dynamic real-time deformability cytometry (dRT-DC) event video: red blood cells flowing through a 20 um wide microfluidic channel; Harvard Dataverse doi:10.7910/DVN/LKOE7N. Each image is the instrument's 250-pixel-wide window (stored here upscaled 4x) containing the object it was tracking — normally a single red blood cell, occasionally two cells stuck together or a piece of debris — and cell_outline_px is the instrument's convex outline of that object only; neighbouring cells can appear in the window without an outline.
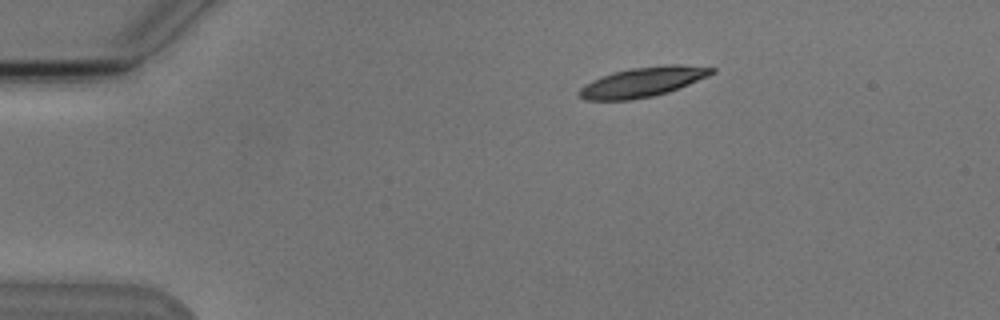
{"species": "Egyptian fruit bat (a non-hibernating species)", "species_latin": "Rousettus aegyptiacus", "temperature_condition": "cold", "stored_images_in_passage": 9, "camera_frame_rate_fps": 3000, "um_per_image_px": 0.085, "animal": {"sex": "male"}, "frame": {"image": 1, "passage_image": 1, "time_ms": 0.0, "image_size_px": [1000, 320], "cell_outline_px": [[716, 72], [708, 76], [668, 92], [652, 96], [628, 100], [584, 100], [576, 92], [584, 84], [592, 80], [612, 72], [628, 68], [668, 64], [680, 64], [716, 68]], "centroid_in_image_um": [54.61, 6.96], "position_along_channel_um": 30.4, "area_um2": 23.06}}
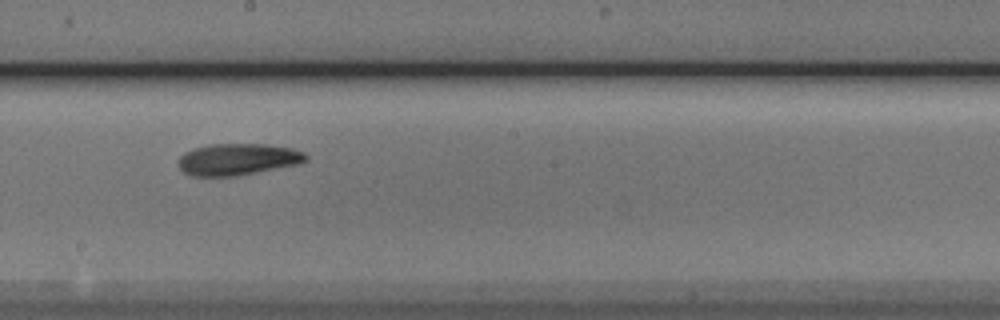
{"frame": {"image": 2, "passage_image": 7, "time_ms": 7.0, "image_size_px": [1000, 320], "cell_outline_px": [[308, 160], [296, 164], [236, 176], [188, 176], [176, 164], [176, 160], [184, 152], [192, 148], [208, 144], [264, 144], [292, 148], [304, 152], [308, 156]], "centroid_in_image_um": [20.13, 13.54], "position_along_channel_um": 228.1, "area_um2": 23.7}}
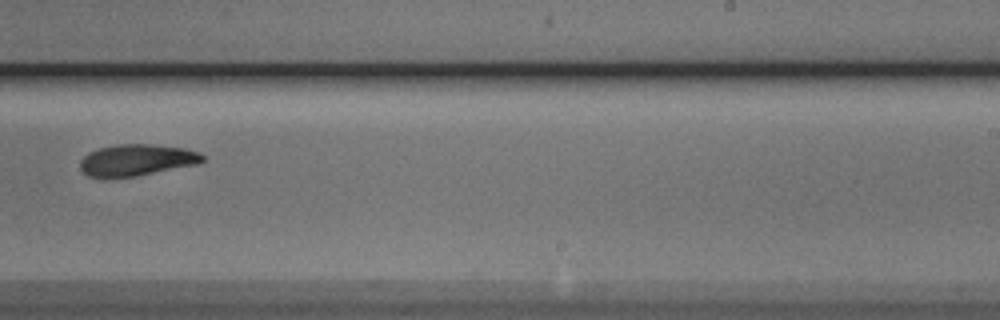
{"frame": {"image": 3, "passage_image": 8, "time_ms": 8.333, "image_size_px": [1000, 320], "cell_outline_px": [[204, 160], [196, 164], [136, 176], [88, 176], [80, 168], [80, 160], [88, 152], [100, 148], [116, 144], [152, 144], [184, 148], [200, 152], [204, 156]], "centroid_in_image_um": [11.63, 13.58], "position_along_channel_um": 277.4, "area_um2": 22.14}}